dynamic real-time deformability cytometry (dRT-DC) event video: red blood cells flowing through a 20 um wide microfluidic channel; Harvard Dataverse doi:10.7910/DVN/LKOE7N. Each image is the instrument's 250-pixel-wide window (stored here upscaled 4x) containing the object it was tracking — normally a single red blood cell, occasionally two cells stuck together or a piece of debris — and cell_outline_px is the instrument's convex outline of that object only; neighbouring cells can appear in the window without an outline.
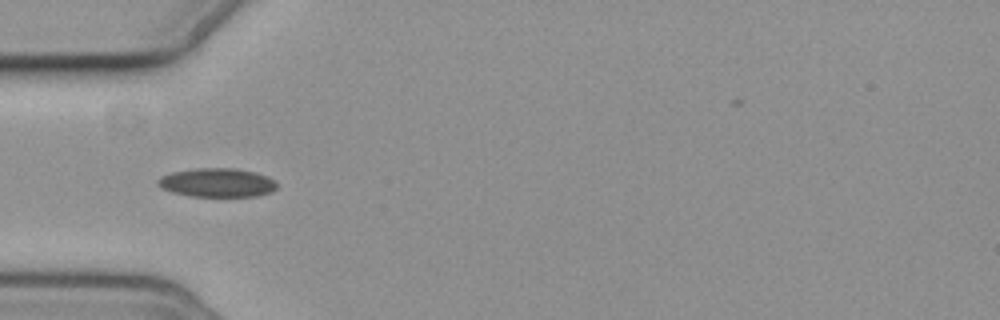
{"species": "common noctule bat (a hibernating species)", "species_latin": "Nyctalus noctula", "temperature_condition": "cold", "stored_images_in_passage": 9, "camera_frame_rate_fps": 3000, "um_per_image_px": 0.085, "animal": {"sex": "female", "body_mass_g": 19.3, "forearm_length_mm": 54.1}, "frame": {"image": 1, "passage_image": 6, "time_ms": 6.667, "image_size_px": [1000, 320], "cell_outline_px": [[276, 188], [272, 192], [256, 196], [188, 196], [172, 192], [160, 188], [156, 184], [156, 180], [160, 176], [172, 172], [200, 168], [232, 168], [256, 172], [268, 176], [276, 184]], "centroid_in_image_um": [18.41, 15.52], "position_along_channel_um": 66.6, "area_um2": 20.06}}
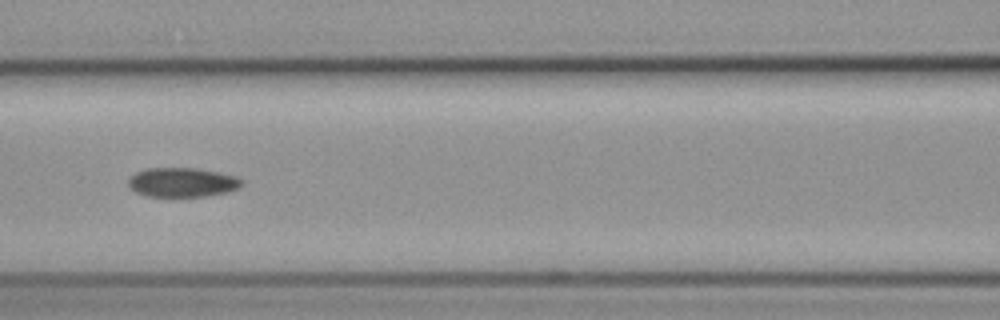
{"frame": {"image": 2, "passage_image": 8, "time_ms": 9.0, "image_size_px": [1000, 320], "cell_outline_px": [[244, 184], [240, 188], [224, 192], [204, 196], [176, 200], [148, 196], [136, 192], [128, 188], [128, 180], [136, 172], [148, 168], [196, 168], [236, 176]], "centroid_in_image_um": [15.44, 15.55], "position_along_channel_um": 151.2, "area_um2": 20.0}}
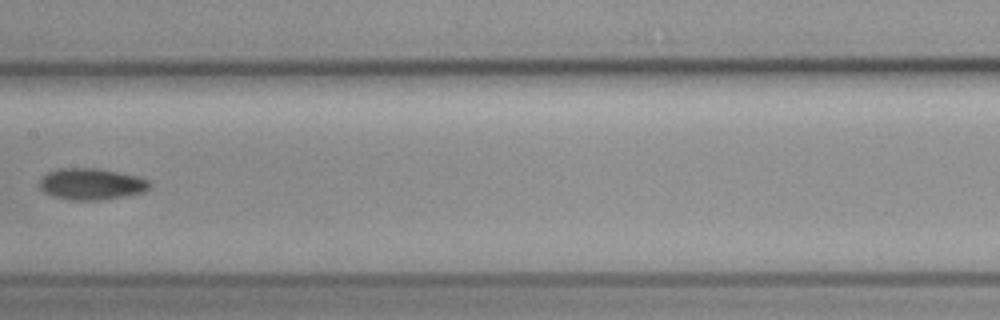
{"frame": {"image": 3, "passage_image": 9, "time_ms": 10.333, "image_size_px": [1000, 320], "cell_outline_px": [[152, 184], [144, 192], [124, 196], [100, 200], [72, 200], [52, 196], [44, 192], [40, 188], [40, 180], [48, 172], [56, 168], [96, 168], [136, 176], [148, 180]], "centroid_in_image_um": [7.75, 15.64], "position_along_channel_um": 199.7, "area_um2": 20.06}}